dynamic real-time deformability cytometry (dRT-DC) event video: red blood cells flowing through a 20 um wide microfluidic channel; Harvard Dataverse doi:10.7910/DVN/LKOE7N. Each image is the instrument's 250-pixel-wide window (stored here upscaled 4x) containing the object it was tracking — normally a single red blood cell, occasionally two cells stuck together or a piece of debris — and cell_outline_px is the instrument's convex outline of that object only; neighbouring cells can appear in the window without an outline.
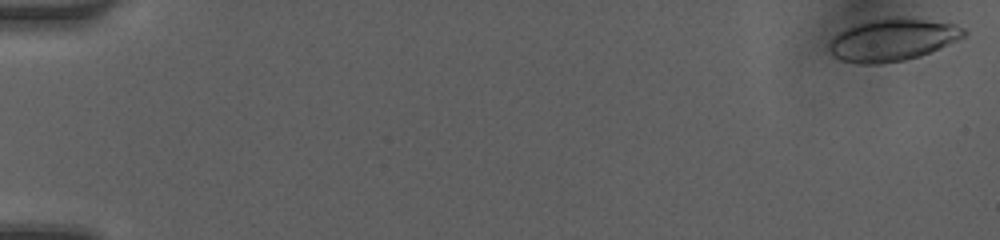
{"species": "human", "species_latin": "Homo sapiens", "temperature_condition": "room temperature", "stored_images_in_passage": 50, "camera_frame_rate_fps": 3000, "um_per_image_px": 0.085, "donor": {"sex": "female"}, "frame": {"image": 1, "passage_image": 1, "time_ms": 0.0, "image_size_px": [1000, 240], "cell_outline_px": [[968, 32], [964, 36], [956, 40], [920, 56], [904, 60], [880, 64], [860, 64], [840, 60], [832, 56], [828, 48], [828, 44], [840, 32], [848, 28], [868, 20], [924, 20], [956, 24], [964, 28]], "centroid_in_image_um": [75.84, 3.43], "position_along_channel_um": 9.2, "area_um2": 32.14}}
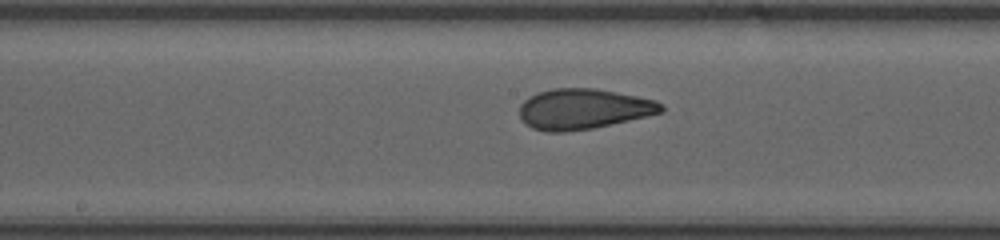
{"frame": {"image": 2, "passage_image": 27, "time_ms": 8.667, "image_size_px": [1000, 240], "cell_outline_px": [[664, 112], [592, 128], [564, 132], [548, 132], [532, 128], [520, 116], [520, 104], [528, 96], [536, 92], [552, 88], [596, 88], [656, 100], [664, 104]], "centroid_in_image_um": [49.58, 9.25], "position_along_channel_um": 198.6, "area_um2": 33.35}}
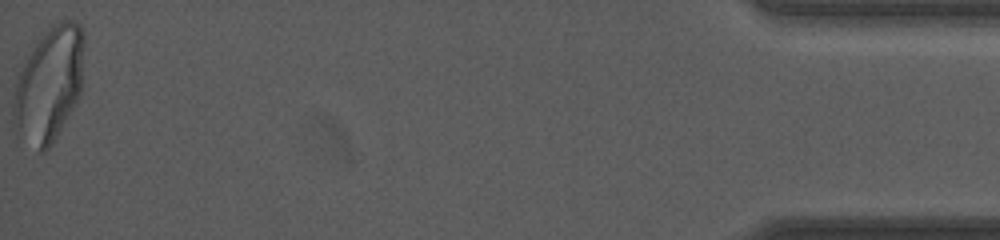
{"frame": {"image": 3, "passage_image": 50, "time_ms": 16.333, "image_size_px": [1000, 240], "cell_outline_px": [[84, 36], [80, 96], [52, 144], [44, 152], [40, 152], [20, 128], [12, 116], [12, 104], [16, 80], [32, 48], [44, 32], [52, 24], [60, 20], [72, 20], [80, 24], [84, 32]], "centroid_in_image_um": [4.21, 7.08], "position_along_channel_um": 431.0, "area_um2": 46.18}, "authors_computed_cell_mechanics": {"area_um2": 33.0327, "velocity_mm_per_s": 4.1963, "shape_relaxation_time_tau1_ms": 8.0586, "shape_relaxation_time_tau2_ms": 0.8822, "deformation_change_tau1": 0.2416, "deformation_change_tau2": 0.0677}}